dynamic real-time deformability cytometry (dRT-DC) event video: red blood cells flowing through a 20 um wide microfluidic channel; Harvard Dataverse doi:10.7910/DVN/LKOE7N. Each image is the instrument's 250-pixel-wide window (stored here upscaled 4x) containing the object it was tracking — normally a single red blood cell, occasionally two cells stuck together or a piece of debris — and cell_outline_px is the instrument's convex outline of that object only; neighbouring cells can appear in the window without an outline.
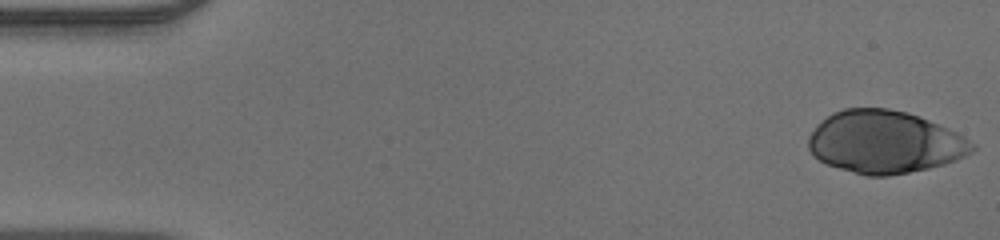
{"species": "human", "species_latin": "Homo sapiens", "temperature_condition": "warm", "stored_images_in_passage": 44, "camera_frame_rate_fps": 3000, "um_per_image_px": 0.085, "donor": {"sex": "male"}, "frame": {"image": 1, "passage_image": 1, "time_ms": 0.0, "image_size_px": [1000, 240], "cell_outline_px": [[976, 148], [972, 152], [956, 160], [944, 164], [928, 168], [888, 176], [868, 176], [840, 168], [828, 164], [812, 156], [808, 148], [808, 136], [816, 124], [832, 112], [844, 108], [888, 108], [908, 112], [920, 116], [948, 128], [964, 136], [976, 144]], "centroid_in_image_um": [75.19, 12.06], "position_along_channel_um": 9.8, "area_um2": 59.94}}
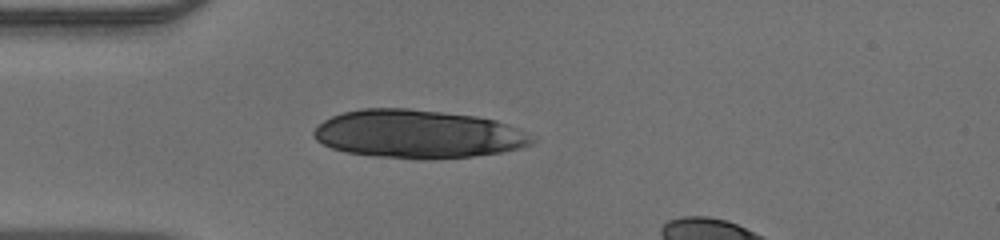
{"frame": {"image": 2, "passage_image": 13, "time_ms": 4.0, "image_size_px": [1000, 240], "cell_outline_px": [[536, 140], [532, 144], [520, 148], [500, 152], [472, 156], [424, 160], [416, 160], [372, 156], [344, 152], [332, 148], [316, 140], [312, 136], [312, 132], [324, 120], [332, 116], [344, 112], [360, 108], [408, 108], [444, 112], [476, 116], [496, 120], [536, 136]], "centroid_in_image_um": [35.52, 11.4], "position_along_channel_um": 49.5, "area_um2": 61.85}}